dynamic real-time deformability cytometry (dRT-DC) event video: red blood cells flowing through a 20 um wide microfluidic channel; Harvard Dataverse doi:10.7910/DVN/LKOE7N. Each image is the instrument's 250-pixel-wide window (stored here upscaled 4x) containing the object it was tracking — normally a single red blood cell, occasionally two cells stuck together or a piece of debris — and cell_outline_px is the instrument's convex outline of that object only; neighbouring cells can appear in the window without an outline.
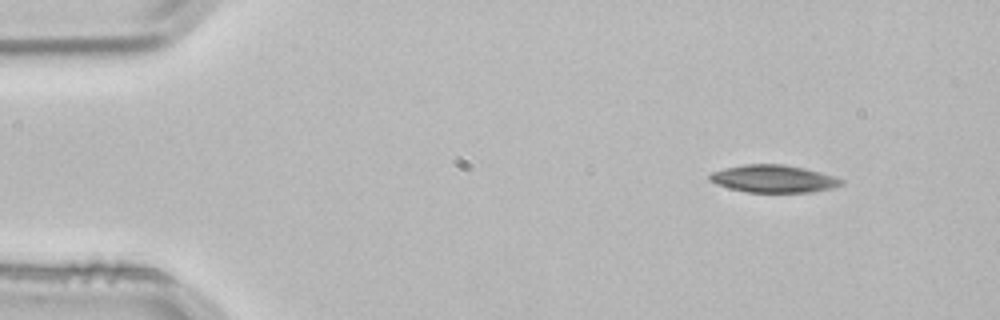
{"species": "common noctule bat (a hibernating species)", "species_latin": "Nyctalus noctula", "temperature_condition": "room temperature", "stored_images_in_passage": 2, "camera_frame_rate_fps": 3000, "um_per_image_px": 0.085, "animal": {"sex": "male", "body_mass_g": 21.5, "forearm_length_mm": 52.0}, "frame": {"image": 1, "passage_image": 1, "time_ms": 0.0, "image_size_px": [1000, 320], "cell_outline_px": [[844, 184], [832, 188], [812, 192], [748, 192], [716, 184], [708, 180], [708, 176], [712, 172], [724, 168], [744, 164], [784, 164], [804, 168], [836, 176], [844, 180]], "centroid_in_image_um": [65.78, 15.19], "position_along_channel_um": 19.2, "area_um2": 21.15}}